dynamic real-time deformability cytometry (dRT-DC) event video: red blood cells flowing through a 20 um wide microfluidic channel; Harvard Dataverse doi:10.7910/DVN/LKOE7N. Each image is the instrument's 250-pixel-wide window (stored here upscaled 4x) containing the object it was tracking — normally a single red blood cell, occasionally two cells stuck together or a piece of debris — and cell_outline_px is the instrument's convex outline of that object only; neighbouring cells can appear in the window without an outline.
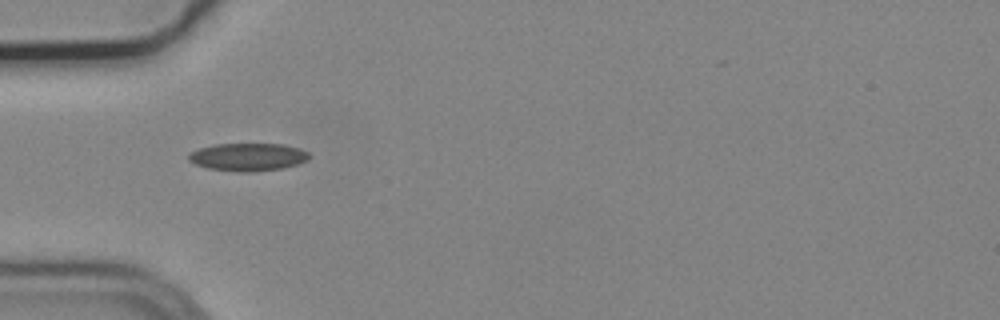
{"species": "common noctule bat (a hibernating species)", "species_latin": "Nyctalus noctula", "temperature_condition": "cold", "stored_images_in_passage": 5, "camera_frame_rate_fps": 3000, "um_per_image_px": 0.085, "animal": {"sex": "male", "body_mass_g": 19.2, "forearm_length_mm": 51.8}, "frame": {"image": 1, "passage_image": 4, "time_ms": 1.0, "image_size_px": [1000, 320], "cell_outline_px": [[312, 156], [308, 160], [284, 168], [252, 172], [240, 172], [208, 168], [196, 164], [188, 160], [188, 156], [192, 152], [200, 148], [212, 144], [284, 144], [300, 148], [308, 152]], "centroid_in_image_um": [21.12, 13.34], "position_along_channel_um": 63.9, "area_um2": 19.59}}
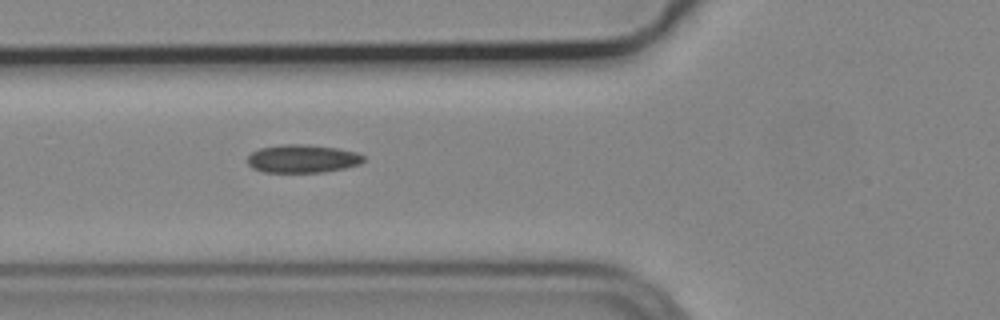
{"frame": {"image": 2, "passage_image": 5, "time_ms": 1.333, "image_size_px": [1000, 320], "cell_outline_px": [[364, 160], [360, 164], [344, 168], [320, 172], [264, 172], [252, 168], [248, 164], [248, 156], [252, 152], [260, 148], [280, 144], [308, 144], [336, 148], [356, 152], [364, 156]], "centroid_in_image_um": [25.69, 13.48], "position_along_channel_um": 100.1, "area_um2": 19.02}}